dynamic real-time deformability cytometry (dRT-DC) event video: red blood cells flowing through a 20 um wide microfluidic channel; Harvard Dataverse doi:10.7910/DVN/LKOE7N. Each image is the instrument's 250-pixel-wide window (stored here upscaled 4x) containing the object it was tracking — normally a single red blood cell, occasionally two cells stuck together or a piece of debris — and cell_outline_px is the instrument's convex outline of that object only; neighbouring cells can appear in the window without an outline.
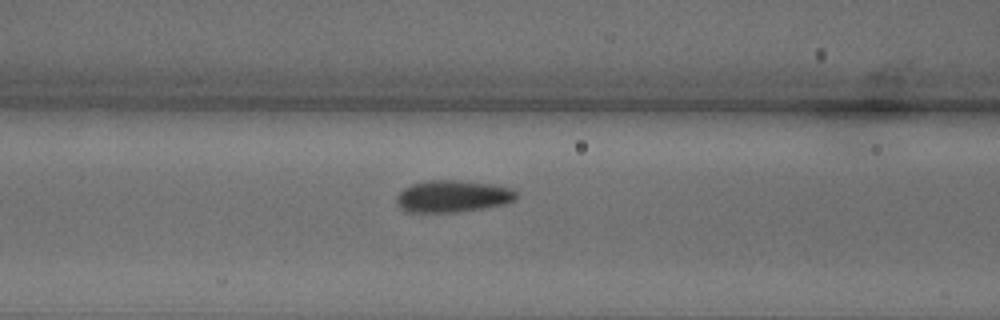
{"species": "common noctule bat (a hibernating species)", "species_latin": "Nyctalus noctula", "temperature_condition": "warm", "stored_images_in_passage": 16, "camera_frame_rate_fps": 3000, "um_per_image_px": 0.085, "animal": {"sex": "male", "body_mass_g": 18.8}, "frame": {"image": 1, "passage_image": 14, "time_ms": 4.333, "image_size_px": [1000, 320], "cell_outline_px": [[516, 200], [504, 204], [484, 208], [456, 212], [408, 212], [400, 208], [396, 204], [396, 196], [404, 188], [412, 184], [432, 180], [456, 180], [488, 184], [512, 188], [516, 192]], "centroid_in_image_um": [38.46, 16.69], "position_along_channel_um": 128.1, "area_um2": 22.2}}